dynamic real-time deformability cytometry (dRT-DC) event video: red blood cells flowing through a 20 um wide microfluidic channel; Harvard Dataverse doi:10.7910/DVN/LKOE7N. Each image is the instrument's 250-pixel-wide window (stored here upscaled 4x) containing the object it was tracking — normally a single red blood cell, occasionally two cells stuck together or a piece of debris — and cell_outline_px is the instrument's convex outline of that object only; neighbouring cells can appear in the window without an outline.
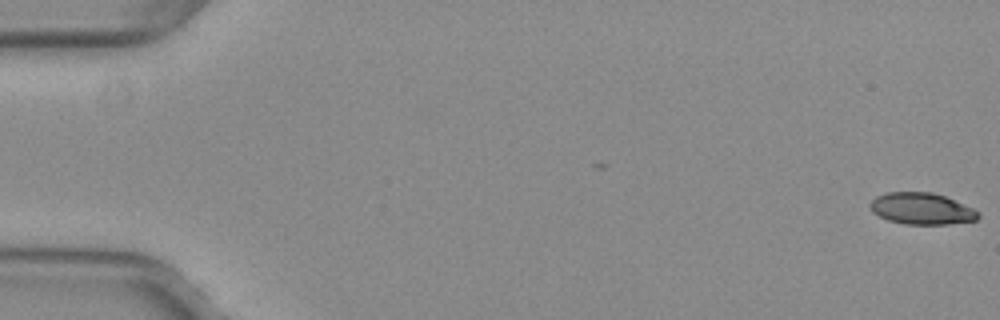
{"species": "common noctule bat (a hibernating species)", "species_latin": "Nyctalus noctula", "temperature_condition": "warm", "stored_images_in_passage": 49, "camera_frame_rate_fps": 3000, "um_per_image_px": 0.085, "animal": {"sex": "female", "body_mass_g": 29.2, "forearm_length_mm": 56.3}, "frame": {"image": 1, "passage_image": 1, "time_ms": 0.0, "image_size_px": [1000, 320], "cell_outline_px": [[980, 216], [976, 220], [948, 224], [904, 224], [888, 220], [872, 212], [868, 204], [876, 196], [888, 192], [932, 192], [944, 196], [972, 208], [980, 212]], "centroid_in_image_um": [78.32, 17.73], "position_along_channel_um": 6.7, "area_um2": 19.83}}
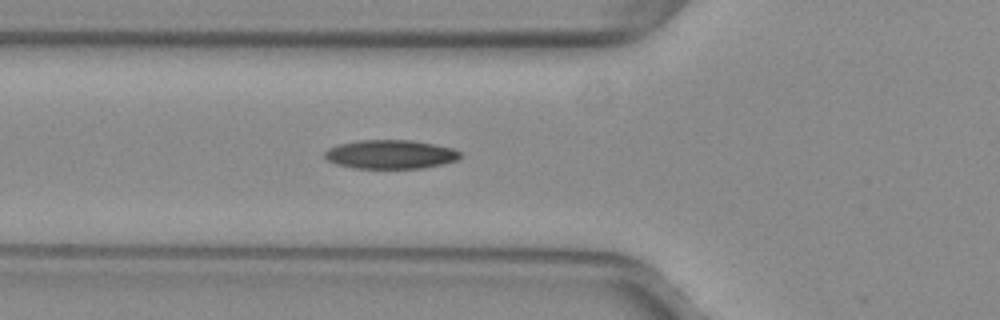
{"frame": {"image": 2, "passage_image": 20, "time_ms": 6.333, "image_size_px": [1000, 320], "cell_outline_px": [[460, 156], [456, 160], [444, 164], [420, 168], [352, 168], [336, 164], [328, 160], [324, 156], [324, 152], [328, 148], [340, 144], [360, 140], [412, 140], [452, 148], [460, 152]], "centroid_in_image_um": [33.16, 13.12], "position_along_channel_um": 92.6, "area_um2": 22.66}}
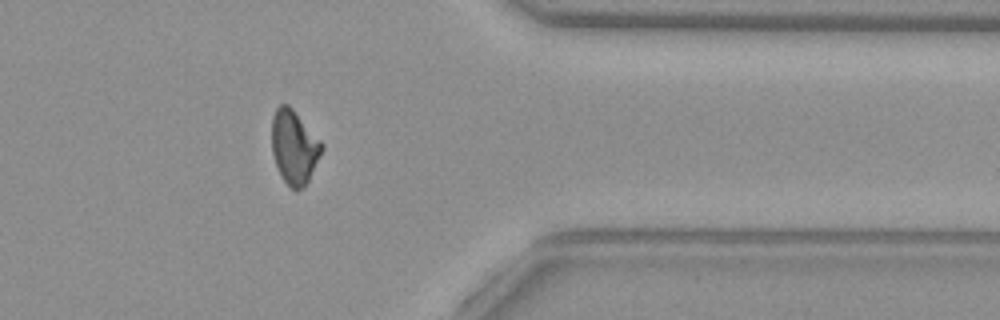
{"frame": {"image": 3, "passage_image": 43, "time_ms": 14.0, "image_size_px": [1000, 320], "cell_outline_px": [[324, 148], [304, 188], [292, 188], [284, 180], [276, 164], [272, 152], [272, 116], [276, 108], [280, 104], [288, 104], [292, 108], [324, 144]], "centroid_in_image_um": [25.01, 12.46], "position_along_channel_um": 386.4, "area_um2": 21.21}, "authors_computed_cell_mechanics": {"area_um2": 21.7328, "velocity_mm_per_s": 4.0151, "shape_relaxation_time_tau1_ms": null, "shape_relaxation_time_tau2_ms": 2.7488, "deformation_change_tau1": null, "deformation_change_tau2": 0.0876}}